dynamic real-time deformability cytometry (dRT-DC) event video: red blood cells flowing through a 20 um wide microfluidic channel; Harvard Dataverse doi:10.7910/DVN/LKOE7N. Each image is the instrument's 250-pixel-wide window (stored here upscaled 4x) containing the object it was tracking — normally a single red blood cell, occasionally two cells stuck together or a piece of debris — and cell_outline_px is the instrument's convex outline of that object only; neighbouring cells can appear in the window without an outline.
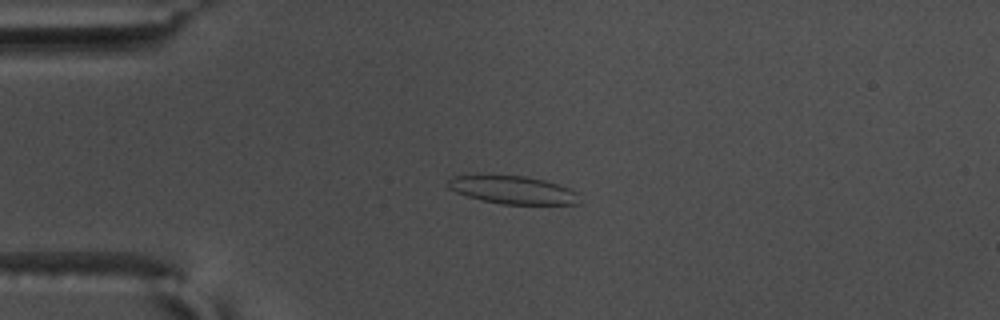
{"species": "common noctule bat (a hibernating species)", "species_latin": "Nyctalus noctula", "temperature_condition": "warm", "stored_images_in_passage": 54, "camera_frame_rate_fps": 3000, "um_per_image_px": 0.085, "animal": {"sex": "male", "body_mass_g": 17.5, "forearm_length_mm": 52.3}, "frame": {"image": 1, "passage_image": 13, "time_ms": 4.0, "image_size_px": [1000, 320], "cell_outline_px": [[580, 204], [504, 204], [484, 200], [468, 196], [456, 192], [448, 188], [448, 180], [452, 176], [524, 176], [544, 180], [572, 188], [580, 192]], "centroid_in_image_um": [43.69, 16.15], "position_along_channel_um": 41.3, "area_um2": 21.27}}
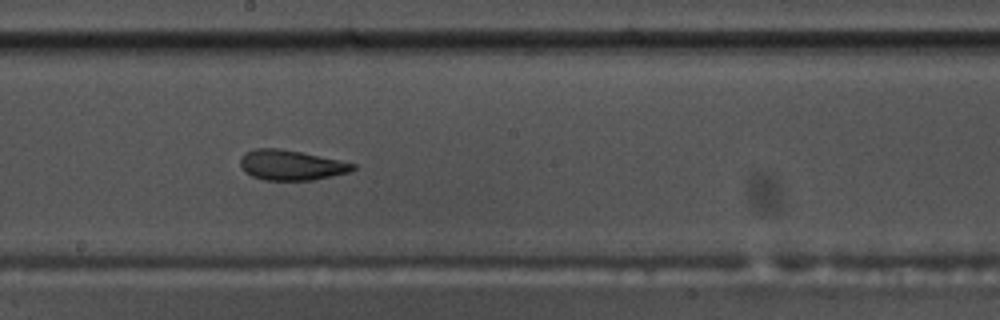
{"frame": {"image": 2, "passage_image": 30, "time_ms": 9.667, "image_size_px": [1000, 320], "cell_outline_px": [[356, 168], [348, 172], [332, 176], [312, 180], [264, 180], [252, 176], [244, 172], [240, 164], [240, 156], [244, 152], [252, 148], [276, 148], [300, 152], [340, 160], [356, 164]], "centroid_in_image_um": [24.7, 14.03], "position_along_channel_um": 223.5, "area_um2": 19.83}}
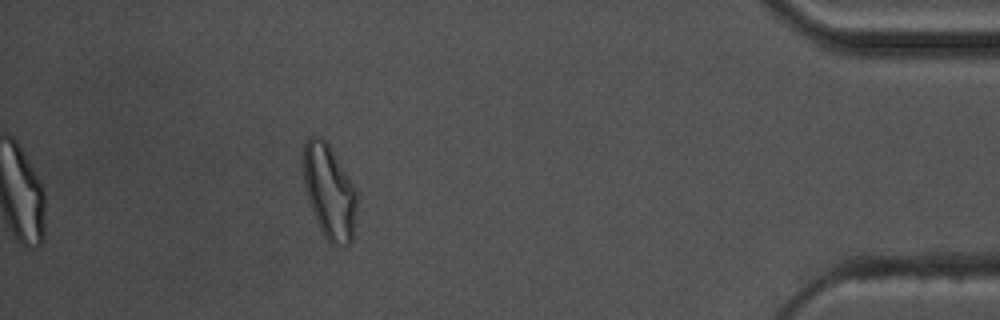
{"frame": {"image": 3, "passage_image": 49, "time_ms": 16.0, "image_size_px": [1000, 320], "cell_outline_px": [[356, 208], [352, 240], [348, 244], [332, 244], [324, 236], [312, 212], [308, 200], [304, 184], [304, 144], [312, 136], [320, 136], [328, 144], [352, 184], [356, 192]], "centroid_in_image_um": [27.97, 16.31], "position_along_channel_um": 407.2, "area_um2": 28.55}, "authors_computed_cell_mechanics": {"area_um2": 21.2993, "velocity_mm_per_s": 3.6995, "shape_relaxation_time_tau1_ms": 6.7737, "shape_relaxation_time_tau2_ms": 2.5408, "deformation_change_tau1": 0.1944, "deformation_change_tau2": 0.1058}}